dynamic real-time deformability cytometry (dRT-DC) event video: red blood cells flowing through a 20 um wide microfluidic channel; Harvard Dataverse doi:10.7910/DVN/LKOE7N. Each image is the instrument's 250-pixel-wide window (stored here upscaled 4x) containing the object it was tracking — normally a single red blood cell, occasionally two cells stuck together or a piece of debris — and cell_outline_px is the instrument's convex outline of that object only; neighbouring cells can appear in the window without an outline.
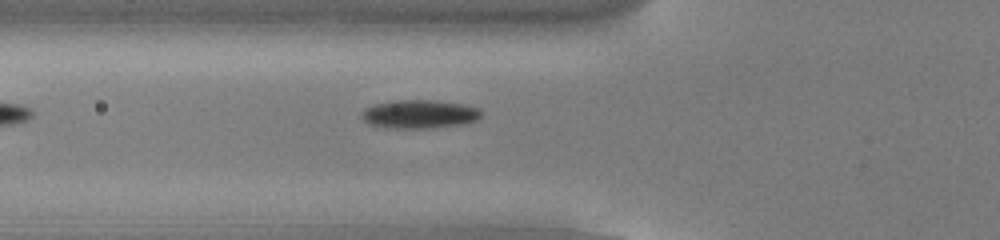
{"species": "common noctule bat (a hibernating species)", "species_latin": "Nyctalus noctula", "temperature_condition": "cold", "stored_images_in_passage": 31, "camera_frame_rate_fps": 3000, "um_per_image_px": 0.085, "animal": {"sex": "male", "body_mass_g": 13.0, "forearm_length_mm": 53.1}, "frame": {"image": 1, "passage_image": 2, "time_ms": 0.333, "image_size_px": [1000, 240], "cell_outline_px": [[480, 116], [476, 120], [460, 124], [432, 128], [384, 128], [368, 124], [360, 116], [360, 112], [364, 108], [376, 104], [396, 100], [436, 100], [464, 104], [480, 108]], "centroid_in_image_um": [35.6, 9.7], "position_along_channel_um": 90.2, "area_um2": 20.0}}
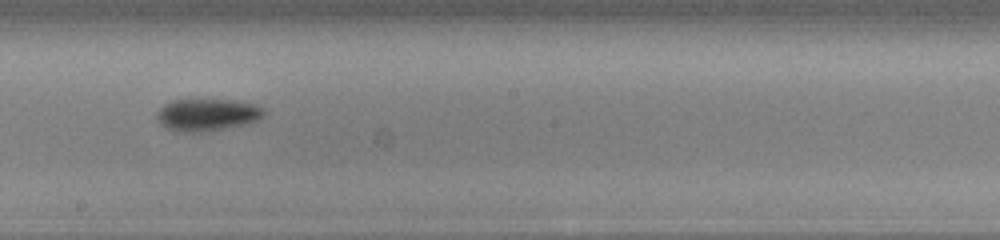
{"frame": {"image": 2, "passage_image": 13, "time_ms": 4.0, "image_size_px": [1000, 240], "cell_outline_px": [[268, 112], [260, 120], [248, 124], [224, 128], [196, 132], [176, 132], [164, 128], [160, 124], [156, 116], [156, 112], [164, 104], [172, 100], [232, 100], [252, 104], [264, 108]], "centroid_in_image_um": [17.61, 9.76], "position_along_channel_um": 230.6, "area_um2": 20.29}}
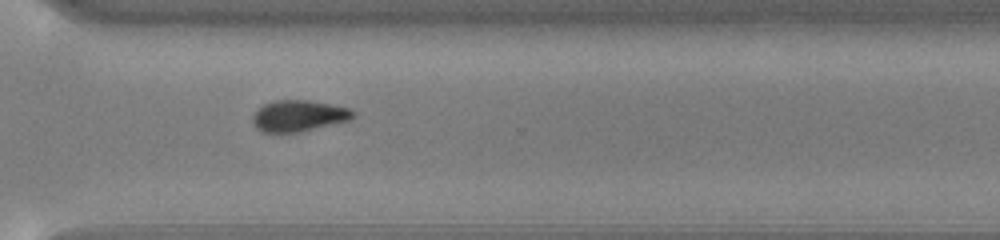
{"frame": {"image": 3, "passage_image": 22, "time_ms": 7.0, "image_size_px": [1000, 240], "cell_outline_px": [[356, 112], [348, 120], [332, 124], [296, 132], [260, 132], [256, 128], [252, 120], [252, 116], [264, 104], [276, 100], [308, 100], [332, 104], [348, 108]], "centroid_in_image_um": [25.36, 9.83], "position_along_channel_um": 345.2, "area_um2": 17.98}}